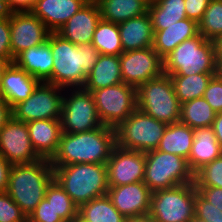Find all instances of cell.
Returning a JSON list of instances; mask_svg holds the SVG:
<instances>
[{
    "label": "cell",
    "instance_id": "1",
    "mask_svg": "<svg viewBox=\"0 0 222 222\" xmlns=\"http://www.w3.org/2000/svg\"><path fill=\"white\" fill-rule=\"evenodd\" d=\"M52 51V84L63 89L83 88L100 53L92 43L75 45L51 32L47 40Z\"/></svg>",
    "mask_w": 222,
    "mask_h": 222
},
{
    "label": "cell",
    "instance_id": "2",
    "mask_svg": "<svg viewBox=\"0 0 222 222\" xmlns=\"http://www.w3.org/2000/svg\"><path fill=\"white\" fill-rule=\"evenodd\" d=\"M115 146V129L105 125L86 132H63L58 151L52 158L51 164H106Z\"/></svg>",
    "mask_w": 222,
    "mask_h": 222
},
{
    "label": "cell",
    "instance_id": "3",
    "mask_svg": "<svg viewBox=\"0 0 222 222\" xmlns=\"http://www.w3.org/2000/svg\"><path fill=\"white\" fill-rule=\"evenodd\" d=\"M53 180L54 169L50 160L13 164L6 192L28 218L45 198L47 187Z\"/></svg>",
    "mask_w": 222,
    "mask_h": 222
},
{
    "label": "cell",
    "instance_id": "4",
    "mask_svg": "<svg viewBox=\"0 0 222 222\" xmlns=\"http://www.w3.org/2000/svg\"><path fill=\"white\" fill-rule=\"evenodd\" d=\"M52 166L54 179L78 208L92 199L108 193L106 164L81 163Z\"/></svg>",
    "mask_w": 222,
    "mask_h": 222
},
{
    "label": "cell",
    "instance_id": "5",
    "mask_svg": "<svg viewBox=\"0 0 222 222\" xmlns=\"http://www.w3.org/2000/svg\"><path fill=\"white\" fill-rule=\"evenodd\" d=\"M166 75H193L197 73H217V59L212 40L200 33L184 40L163 58Z\"/></svg>",
    "mask_w": 222,
    "mask_h": 222
},
{
    "label": "cell",
    "instance_id": "6",
    "mask_svg": "<svg viewBox=\"0 0 222 222\" xmlns=\"http://www.w3.org/2000/svg\"><path fill=\"white\" fill-rule=\"evenodd\" d=\"M137 108L147 115L168 124L180 121L181 104L169 75L143 83L136 89Z\"/></svg>",
    "mask_w": 222,
    "mask_h": 222
},
{
    "label": "cell",
    "instance_id": "7",
    "mask_svg": "<svg viewBox=\"0 0 222 222\" xmlns=\"http://www.w3.org/2000/svg\"><path fill=\"white\" fill-rule=\"evenodd\" d=\"M145 160L143 182L151 192L194 182L188 161L179 155L156 149L146 152Z\"/></svg>",
    "mask_w": 222,
    "mask_h": 222
},
{
    "label": "cell",
    "instance_id": "8",
    "mask_svg": "<svg viewBox=\"0 0 222 222\" xmlns=\"http://www.w3.org/2000/svg\"><path fill=\"white\" fill-rule=\"evenodd\" d=\"M167 124L136 110L115 128L116 145L140 152L156 150Z\"/></svg>",
    "mask_w": 222,
    "mask_h": 222
},
{
    "label": "cell",
    "instance_id": "9",
    "mask_svg": "<svg viewBox=\"0 0 222 222\" xmlns=\"http://www.w3.org/2000/svg\"><path fill=\"white\" fill-rule=\"evenodd\" d=\"M197 191L193 182L152 192L149 215L157 222H190Z\"/></svg>",
    "mask_w": 222,
    "mask_h": 222
},
{
    "label": "cell",
    "instance_id": "10",
    "mask_svg": "<svg viewBox=\"0 0 222 222\" xmlns=\"http://www.w3.org/2000/svg\"><path fill=\"white\" fill-rule=\"evenodd\" d=\"M60 121L65 133L86 132L103 125L92 93L83 88L65 89Z\"/></svg>",
    "mask_w": 222,
    "mask_h": 222
},
{
    "label": "cell",
    "instance_id": "11",
    "mask_svg": "<svg viewBox=\"0 0 222 222\" xmlns=\"http://www.w3.org/2000/svg\"><path fill=\"white\" fill-rule=\"evenodd\" d=\"M91 93L100 121L114 129L137 108L136 88L123 82Z\"/></svg>",
    "mask_w": 222,
    "mask_h": 222
},
{
    "label": "cell",
    "instance_id": "12",
    "mask_svg": "<svg viewBox=\"0 0 222 222\" xmlns=\"http://www.w3.org/2000/svg\"><path fill=\"white\" fill-rule=\"evenodd\" d=\"M65 89L49 82H40L34 92L12 108L13 117L22 122L39 119H61Z\"/></svg>",
    "mask_w": 222,
    "mask_h": 222
},
{
    "label": "cell",
    "instance_id": "13",
    "mask_svg": "<svg viewBox=\"0 0 222 222\" xmlns=\"http://www.w3.org/2000/svg\"><path fill=\"white\" fill-rule=\"evenodd\" d=\"M122 82L134 88L164 74L163 58L151 47L119 55Z\"/></svg>",
    "mask_w": 222,
    "mask_h": 222
},
{
    "label": "cell",
    "instance_id": "14",
    "mask_svg": "<svg viewBox=\"0 0 222 222\" xmlns=\"http://www.w3.org/2000/svg\"><path fill=\"white\" fill-rule=\"evenodd\" d=\"M0 154L12 165L41 159L32 146L27 123L14 117L0 129Z\"/></svg>",
    "mask_w": 222,
    "mask_h": 222
},
{
    "label": "cell",
    "instance_id": "15",
    "mask_svg": "<svg viewBox=\"0 0 222 222\" xmlns=\"http://www.w3.org/2000/svg\"><path fill=\"white\" fill-rule=\"evenodd\" d=\"M51 31L32 12L10 13V43L14 58L22 51L45 43Z\"/></svg>",
    "mask_w": 222,
    "mask_h": 222
},
{
    "label": "cell",
    "instance_id": "16",
    "mask_svg": "<svg viewBox=\"0 0 222 222\" xmlns=\"http://www.w3.org/2000/svg\"><path fill=\"white\" fill-rule=\"evenodd\" d=\"M145 153L115 146L106 163L108 185L122 186L144 180Z\"/></svg>",
    "mask_w": 222,
    "mask_h": 222
},
{
    "label": "cell",
    "instance_id": "17",
    "mask_svg": "<svg viewBox=\"0 0 222 222\" xmlns=\"http://www.w3.org/2000/svg\"><path fill=\"white\" fill-rule=\"evenodd\" d=\"M107 195L125 218L149 214L152 192L143 181L109 186Z\"/></svg>",
    "mask_w": 222,
    "mask_h": 222
},
{
    "label": "cell",
    "instance_id": "18",
    "mask_svg": "<svg viewBox=\"0 0 222 222\" xmlns=\"http://www.w3.org/2000/svg\"><path fill=\"white\" fill-rule=\"evenodd\" d=\"M101 20L97 4H85L56 33L75 45L91 43Z\"/></svg>",
    "mask_w": 222,
    "mask_h": 222
},
{
    "label": "cell",
    "instance_id": "19",
    "mask_svg": "<svg viewBox=\"0 0 222 222\" xmlns=\"http://www.w3.org/2000/svg\"><path fill=\"white\" fill-rule=\"evenodd\" d=\"M32 146L41 159L52 160L56 155L62 127L60 119H39L27 122Z\"/></svg>",
    "mask_w": 222,
    "mask_h": 222
},
{
    "label": "cell",
    "instance_id": "20",
    "mask_svg": "<svg viewBox=\"0 0 222 222\" xmlns=\"http://www.w3.org/2000/svg\"><path fill=\"white\" fill-rule=\"evenodd\" d=\"M40 82L14 63H10L2 76L0 96L13 108L26 100Z\"/></svg>",
    "mask_w": 222,
    "mask_h": 222
},
{
    "label": "cell",
    "instance_id": "21",
    "mask_svg": "<svg viewBox=\"0 0 222 222\" xmlns=\"http://www.w3.org/2000/svg\"><path fill=\"white\" fill-rule=\"evenodd\" d=\"M85 4L83 0H36L31 12L56 32Z\"/></svg>",
    "mask_w": 222,
    "mask_h": 222
},
{
    "label": "cell",
    "instance_id": "22",
    "mask_svg": "<svg viewBox=\"0 0 222 222\" xmlns=\"http://www.w3.org/2000/svg\"><path fill=\"white\" fill-rule=\"evenodd\" d=\"M53 60L50 44L46 41L20 52L13 63L34 78L52 83Z\"/></svg>",
    "mask_w": 222,
    "mask_h": 222
},
{
    "label": "cell",
    "instance_id": "23",
    "mask_svg": "<svg viewBox=\"0 0 222 222\" xmlns=\"http://www.w3.org/2000/svg\"><path fill=\"white\" fill-rule=\"evenodd\" d=\"M199 34L198 23L185 18L169 25L166 29L154 32L152 48L164 58L184 40Z\"/></svg>",
    "mask_w": 222,
    "mask_h": 222
},
{
    "label": "cell",
    "instance_id": "24",
    "mask_svg": "<svg viewBox=\"0 0 222 222\" xmlns=\"http://www.w3.org/2000/svg\"><path fill=\"white\" fill-rule=\"evenodd\" d=\"M119 26L123 52L143 49L153 45V27L148 12L124 21Z\"/></svg>",
    "mask_w": 222,
    "mask_h": 222
},
{
    "label": "cell",
    "instance_id": "25",
    "mask_svg": "<svg viewBox=\"0 0 222 222\" xmlns=\"http://www.w3.org/2000/svg\"><path fill=\"white\" fill-rule=\"evenodd\" d=\"M221 155L222 148L217 142L212 127L194 129L193 143L187 160L194 174Z\"/></svg>",
    "mask_w": 222,
    "mask_h": 222
},
{
    "label": "cell",
    "instance_id": "26",
    "mask_svg": "<svg viewBox=\"0 0 222 222\" xmlns=\"http://www.w3.org/2000/svg\"><path fill=\"white\" fill-rule=\"evenodd\" d=\"M122 83L119 56L100 54L83 86L88 92Z\"/></svg>",
    "mask_w": 222,
    "mask_h": 222
},
{
    "label": "cell",
    "instance_id": "27",
    "mask_svg": "<svg viewBox=\"0 0 222 222\" xmlns=\"http://www.w3.org/2000/svg\"><path fill=\"white\" fill-rule=\"evenodd\" d=\"M194 129L181 121L168 124L157 150L179 155L186 160L190 155Z\"/></svg>",
    "mask_w": 222,
    "mask_h": 222
},
{
    "label": "cell",
    "instance_id": "28",
    "mask_svg": "<svg viewBox=\"0 0 222 222\" xmlns=\"http://www.w3.org/2000/svg\"><path fill=\"white\" fill-rule=\"evenodd\" d=\"M97 5L102 20L120 24L148 12L149 4L145 0H101Z\"/></svg>",
    "mask_w": 222,
    "mask_h": 222
},
{
    "label": "cell",
    "instance_id": "29",
    "mask_svg": "<svg viewBox=\"0 0 222 222\" xmlns=\"http://www.w3.org/2000/svg\"><path fill=\"white\" fill-rule=\"evenodd\" d=\"M153 32L187 18L185 0H155L148 5Z\"/></svg>",
    "mask_w": 222,
    "mask_h": 222
},
{
    "label": "cell",
    "instance_id": "30",
    "mask_svg": "<svg viewBox=\"0 0 222 222\" xmlns=\"http://www.w3.org/2000/svg\"><path fill=\"white\" fill-rule=\"evenodd\" d=\"M78 219L80 222H124L126 218L113 206L106 194L81 205Z\"/></svg>",
    "mask_w": 222,
    "mask_h": 222
},
{
    "label": "cell",
    "instance_id": "31",
    "mask_svg": "<svg viewBox=\"0 0 222 222\" xmlns=\"http://www.w3.org/2000/svg\"><path fill=\"white\" fill-rule=\"evenodd\" d=\"M216 73H197L193 75H169L175 94L183 104L187 101L203 97L208 83Z\"/></svg>",
    "mask_w": 222,
    "mask_h": 222
},
{
    "label": "cell",
    "instance_id": "32",
    "mask_svg": "<svg viewBox=\"0 0 222 222\" xmlns=\"http://www.w3.org/2000/svg\"><path fill=\"white\" fill-rule=\"evenodd\" d=\"M216 112L203 98H196L181 104L180 121L190 128L212 127Z\"/></svg>",
    "mask_w": 222,
    "mask_h": 222
},
{
    "label": "cell",
    "instance_id": "33",
    "mask_svg": "<svg viewBox=\"0 0 222 222\" xmlns=\"http://www.w3.org/2000/svg\"><path fill=\"white\" fill-rule=\"evenodd\" d=\"M103 55L119 56L123 53L118 24L100 20L91 42Z\"/></svg>",
    "mask_w": 222,
    "mask_h": 222
},
{
    "label": "cell",
    "instance_id": "34",
    "mask_svg": "<svg viewBox=\"0 0 222 222\" xmlns=\"http://www.w3.org/2000/svg\"><path fill=\"white\" fill-rule=\"evenodd\" d=\"M45 199L51 201L54 211L63 221L78 218V206L55 179L47 187Z\"/></svg>",
    "mask_w": 222,
    "mask_h": 222
},
{
    "label": "cell",
    "instance_id": "35",
    "mask_svg": "<svg viewBox=\"0 0 222 222\" xmlns=\"http://www.w3.org/2000/svg\"><path fill=\"white\" fill-rule=\"evenodd\" d=\"M198 31L207 40L222 35V0H211L198 22Z\"/></svg>",
    "mask_w": 222,
    "mask_h": 222
},
{
    "label": "cell",
    "instance_id": "36",
    "mask_svg": "<svg viewBox=\"0 0 222 222\" xmlns=\"http://www.w3.org/2000/svg\"><path fill=\"white\" fill-rule=\"evenodd\" d=\"M196 187L222 188V155L204 165L194 174Z\"/></svg>",
    "mask_w": 222,
    "mask_h": 222
},
{
    "label": "cell",
    "instance_id": "37",
    "mask_svg": "<svg viewBox=\"0 0 222 222\" xmlns=\"http://www.w3.org/2000/svg\"><path fill=\"white\" fill-rule=\"evenodd\" d=\"M0 222H28L27 216L7 192H0Z\"/></svg>",
    "mask_w": 222,
    "mask_h": 222
},
{
    "label": "cell",
    "instance_id": "38",
    "mask_svg": "<svg viewBox=\"0 0 222 222\" xmlns=\"http://www.w3.org/2000/svg\"><path fill=\"white\" fill-rule=\"evenodd\" d=\"M195 216L206 222H222V211L205 199L198 191L195 199Z\"/></svg>",
    "mask_w": 222,
    "mask_h": 222
},
{
    "label": "cell",
    "instance_id": "39",
    "mask_svg": "<svg viewBox=\"0 0 222 222\" xmlns=\"http://www.w3.org/2000/svg\"><path fill=\"white\" fill-rule=\"evenodd\" d=\"M203 98L216 112H222V79L216 74L208 83Z\"/></svg>",
    "mask_w": 222,
    "mask_h": 222
},
{
    "label": "cell",
    "instance_id": "40",
    "mask_svg": "<svg viewBox=\"0 0 222 222\" xmlns=\"http://www.w3.org/2000/svg\"><path fill=\"white\" fill-rule=\"evenodd\" d=\"M28 222H64L54 211L51 201L45 198L37 205L35 210L29 215Z\"/></svg>",
    "mask_w": 222,
    "mask_h": 222
},
{
    "label": "cell",
    "instance_id": "41",
    "mask_svg": "<svg viewBox=\"0 0 222 222\" xmlns=\"http://www.w3.org/2000/svg\"><path fill=\"white\" fill-rule=\"evenodd\" d=\"M10 37V13H6L0 18V57L13 63Z\"/></svg>",
    "mask_w": 222,
    "mask_h": 222
},
{
    "label": "cell",
    "instance_id": "42",
    "mask_svg": "<svg viewBox=\"0 0 222 222\" xmlns=\"http://www.w3.org/2000/svg\"><path fill=\"white\" fill-rule=\"evenodd\" d=\"M211 0H185V12L188 19L197 23L202 19Z\"/></svg>",
    "mask_w": 222,
    "mask_h": 222
},
{
    "label": "cell",
    "instance_id": "43",
    "mask_svg": "<svg viewBox=\"0 0 222 222\" xmlns=\"http://www.w3.org/2000/svg\"><path fill=\"white\" fill-rule=\"evenodd\" d=\"M196 189L205 199L222 211V188L196 187Z\"/></svg>",
    "mask_w": 222,
    "mask_h": 222
},
{
    "label": "cell",
    "instance_id": "44",
    "mask_svg": "<svg viewBox=\"0 0 222 222\" xmlns=\"http://www.w3.org/2000/svg\"><path fill=\"white\" fill-rule=\"evenodd\" d=\"M36 0H8V13L31 12Z\"/></svg>",
    "mask_w": 222,
    "mask_h": 222
},
{
    "label": "cell",
    "instance_id": "45",
    "mask_svg": "<svg viewBox=\"0 0 222 222\" xmlns=\"http://www.w3.org/2000/svg\"><path fill=\"white\" fill-rule=\"evenodd\" d=\"M11 167L12 164L0 154V192L7 190Z\"/></svg>",
    "mask_w": 222,
    "mask_h": 222
},
{
    "label": "cell",
    "instance_id": "46",
    "mask_svg": "<svg viewBox=\"0 0 222 222\" xmlns=\"http://www.w3.org/2000/svg\"><path fill=\"white\" fill-rule=\"evenodd\" d=\"M13 117L12 108L0 96V129Z\"/></svg>",
    "mask_w": 222,
    "mask_h": 222
},
{
    "label": "cell",
    "instance_id": "47",
    "mask_svg": "<svg viewBox=\"0 0 222 222\" xmlns=\"http://www.w3.org/2000/svg\"><path fill=\"white\" fill-rule=\"evenodd\" d=\"M212 129L216 136L217 142L220 144L222 148V112L216 113Z\"/></svg>",
    "mask_w": 222,
    "mask_h": 222
},
{
    "label": "cell",
    "instance_id": "48",
    "mask_svg": "<svg viewBox=\"0 0 222 222\" xmlns=\"http://www.w3.org/2000/svg\"><path fill=\"white\" fill-rule=\"evenodd\" d=\"M124 222H157V221L149 214H147V215L127 217Z\"/></svg>",
    "mask_w": 222,
    "mask_h": 222
},
{
    "label": "cell",
    "instance_id": "49",
    "mask_svg": "<svg viewBox=\"0 0 222 222\" xmlns=\"http://www.w3.org/2000/svg\"><path fill=\"white\" fill-rule=\"evenodd\" d=\"M214 51L216 55V59L222 58V35H219L213 40Z\"/></svg>",
    "mask_w": 222,
    "mask_h": 222
},
{
    "label": "cell",
    "instance_id": "50",
    "mask_svg": "<svg viewBox=\"0 0 222 222\" xmlns=\"http://www.w3.org/2000/svg\"><path fill=\"white\" fill-rule=\"evenodd\" d=\"M10 65V62L6 58L0 57V88L2 83V76L5 69Z\"/></svg>",
    "mask_w": 222,
    "mask_h": 222
},
{
    "label": "cell",
    "instance_id": "51",
    "mask_svg": "<svg viewBox=\"0 0 222 222\" xmlns=\"http://www.w3.org/2000/svg\"><path fill=\"white\" fill-rule=\"evenodd\" d=\"M0 9L5 14L8 13V0H0Z\"/></svg>",
    "mask_w": 222,
    "mask_h": 222
},
{
    "label": "cell",
    "instance_id": "52",
    "mask_svg": "<svg viewBox=\"0 0 222 222\" xmlns=\"http://www.w3.org/2000/svg\"><path fill=\"white\" fill-rule=\"evenodd\" d=\"M216 74L222 79V58H219L217 60V73Z\"/></svg>",
    "mask_w": 222,
    "mask_h": 222
},
{
    "label": "cell",
    "instance_id": "53",
    "mask_svg": "<svg viewBox=\"0 0 222 222\" xmlns=\"http://www.w3.org/2000/svg\"><path fill=\"white\" fill-rule=\"evenodd\" d=\"M86 4H98L101 0H83Z\"/></svg>",
    "mask_w": 222,
    "mask_h": 222
},
{
    "label": "cell",
    "instance_id": "54",
    "mask_svg": "<svg viewBox=\"0 0 222 222\" xmlns=\"http://www.w3.org/2000/svg\"><path fill=\"white\" fill-rule=\"evenodd\" d=\"M190 222H206V221L203 219H200L194 215L193 219Z\"/></svg>",
    "mask_w": 222,
    "mask_h": 222
},
{
    "label": "cell",
    "instance_id": "55",
    "mask_svg": "<svg viewBox=\"0 0 222 222\" xmlns=\"http://www.w3.org/2000/svg\"><path fill=\"white\" fill-rule=\"evenodd\" d=\"M64 222H80L79 219L71 220V221H64Z\"/></svg>",
    "mask_w": 222,
    "mask_h": 222
},
{
    "label": "cell",
    "instance_id": "56",
    "mask_svg": "<svg viewBox=\"0 0 222 222\" xmlns=\"http://www.w3.org/2000/svg\"><path fill=\"white\" fill-rule=\"evenodd\" d=\"M5 13L0 9V18L3 17Z\"/></svg>",
    "mask_w": 222,
    "mask_h": 222
},
{
    "label": "cell",
    "instance_id": "57",
    "mask_svg": "<svg viewBox=\"0 0 222 222\" xmlns=\"http://www.w3.org/2000/svg\"><path fill=\"white\" fill-rule=\"evenodd\" d=\"M148 4L152 3L155 0H145Z\"/></svg>",
    "mask_w": 222,
    "mask_h": 222
}]
</instances>
